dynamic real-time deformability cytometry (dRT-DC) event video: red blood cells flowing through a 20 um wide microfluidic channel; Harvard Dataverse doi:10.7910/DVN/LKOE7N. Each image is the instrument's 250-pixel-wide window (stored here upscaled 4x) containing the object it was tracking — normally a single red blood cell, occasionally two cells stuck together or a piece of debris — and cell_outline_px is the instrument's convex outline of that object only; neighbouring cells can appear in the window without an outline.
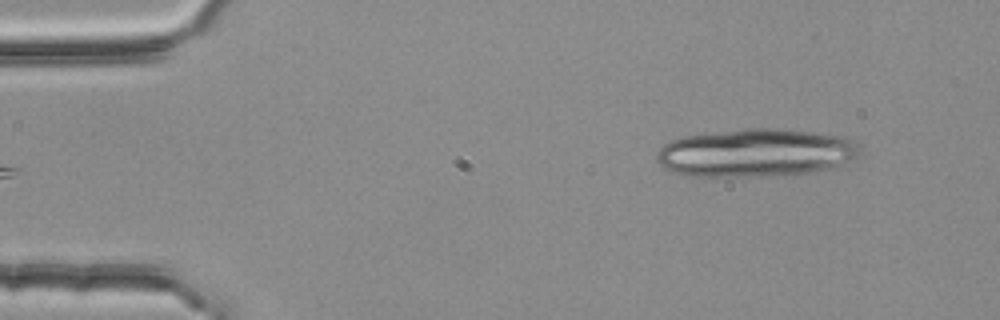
{"species": "common noctule bat (a hibernating species)", "species_latin": "Nyctalus noctula", "temperature_condition": "room temperature", "stored_images_in_passage": 4, "camera_frame_rate_fps": 3000, "um_per_image_px": 0.085, "animal": {"sex": "female", "body_mass_g": 25.1}, "frame": {"image": 1, "passage_image": 4, "time_ms": 1.0, "image_size_px": [1000, 320], "cell_outline_px": [[864, 152], [860, 156], [840, 164], [828, 168], [808, 172], [748, 176], [692, 176], [672, 172], [664, 168], [656, 160], [656, 156], [660, 148], [664, 144], [672, 140], [684, 136], [748, 128], [780, 128], [844, 136], [860, 144]], "centroid_in_image_um": [64.26, 12.97], "position_along_channel_um": 20.7, "area_um2": 56.7}}